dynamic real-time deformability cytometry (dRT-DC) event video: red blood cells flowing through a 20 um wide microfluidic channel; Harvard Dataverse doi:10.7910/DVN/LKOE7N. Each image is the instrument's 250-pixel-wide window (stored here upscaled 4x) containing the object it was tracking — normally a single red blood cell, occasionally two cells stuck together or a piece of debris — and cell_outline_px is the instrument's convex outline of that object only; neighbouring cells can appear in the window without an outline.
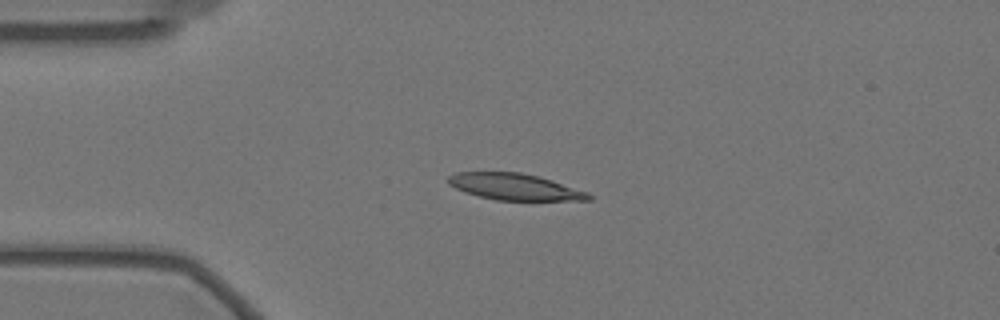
{"species": "Egyptian fruit bat (a non-hibernating species)", "species_latin": "Rousettus aegyptiacus", "temperature_condition": "warm", "stored_images_in_passage": 45, "camera_frame_rate_fps": 3000, "um_per_image_px": 0.085, "animal": {"sex": "female"}, "frame": {"image": 1, "passage_image": 1, "time_ms": 0.0, "image_size_px": [1000, 320], "cell_outline_px": [[592, 200], [496, 200], [464, 192], [448, 184], [448, 176], [456, 172], [520, 172], [552, 180], [588, 192], [592, 196]], "centroid_in_image_um": [43.74, 15.88], "position_along_channel_um": 41.3, "area_um2": 21.5}}
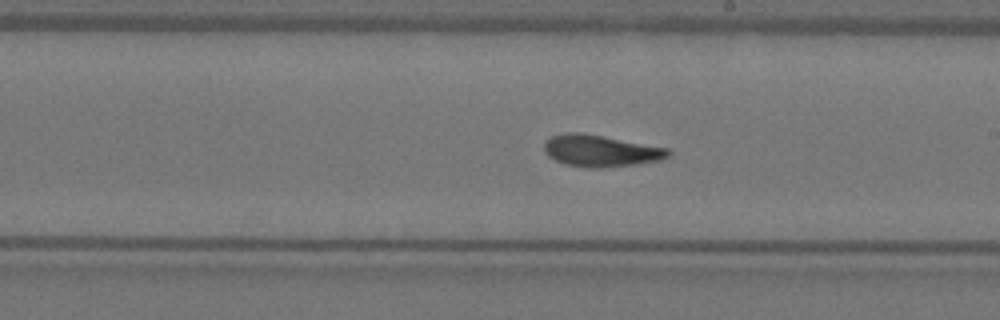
{"frame": {"image": 2, "passage_image": 20, "time_ms": 6.333, "image_size_px": [1000, 320], "cell_outline_px": [[672, 152], [668, 156], [660, 160], [636, 164], [604, 168], [588, 168], [564, 164], [548, 156], [544, 152], [544, 140], [552, 136], [568, 132], [580, 132], [668, 148]], "centroid_in_image_um": [51.02, 12.82], "position_along_channel_um": 238.0, "area_um2": 22.95}}
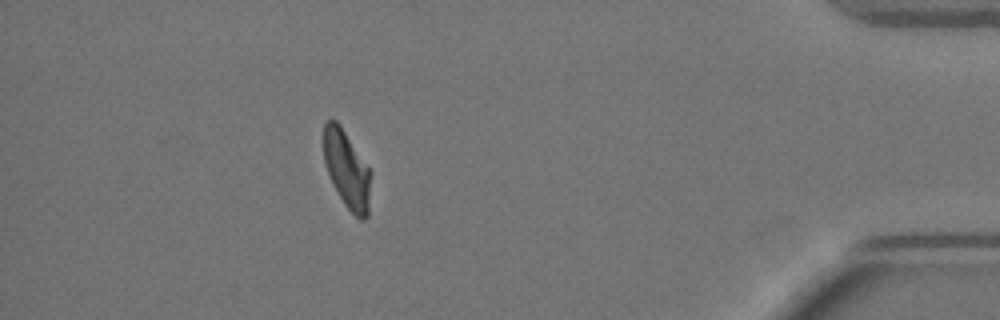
{"frame": {"image": 3, "passage_image": 39, "time_ms": 12.667, "image_size_px": [1000, 320], "cell_outline_px": [[372, 172], [368, 216], [364, 220], [360, 220], [344, 204], [332, 184], [324, 160], [324, 124], [328, 120], [336, 120], [340, 124]], "centroid_in_image_um": [29.51, 14.43], "position_along_channel_um": 405.7, "area_um2": 21.33}, "authors_computed_cell_mechanics": {"area_um2": 22.3108, "velocity_mm_per_s": 3.4612, "shape_relaxation_time_tau1_ms": 4.8195, "shape_relaxation_time_tau2_ms": 2.6122, "deformation_change_tau1": 0.181, "deformation_change_tau2": 0.1009}}